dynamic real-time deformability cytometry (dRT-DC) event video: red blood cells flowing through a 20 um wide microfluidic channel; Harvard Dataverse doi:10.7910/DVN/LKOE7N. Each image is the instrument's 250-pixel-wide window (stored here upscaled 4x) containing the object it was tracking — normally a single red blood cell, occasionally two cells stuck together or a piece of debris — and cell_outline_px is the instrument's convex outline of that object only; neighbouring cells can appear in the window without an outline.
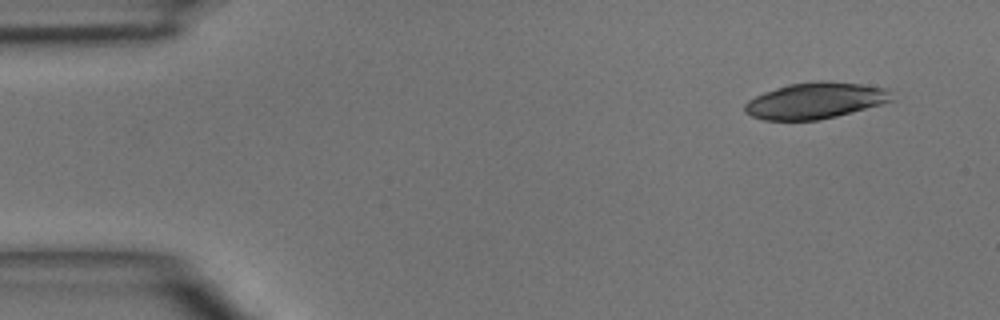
{"species": "common noctule bat (a hibernating species)", "species_latin": "Nyctalus noctula", "temperature_condition": "room temperature", "stored_images_in_passage": 4, "camera_frame_rate_fps": 3000, "um_per_image_px": 0.085, "animal": {"sex": "male", "body_mass_g": 15.6}, "frame": {"image": 1, "passage_image": 1, "time_ms": 0.0, "image_size_px": [1000, 320], "cell_outline_px": [[896, 100], [836, 116], [820, 120], [764, 120], [752, 116], [744, 112], [744, 104], [748, 100], [764, 92], [788, 84], [812, 80], [824, 80], [860, 84], [892, 88]], "centroid_in_image_um": [69.36, 8.53], "position_along_channel_um": 15.6, "area_um2": 31.44}}